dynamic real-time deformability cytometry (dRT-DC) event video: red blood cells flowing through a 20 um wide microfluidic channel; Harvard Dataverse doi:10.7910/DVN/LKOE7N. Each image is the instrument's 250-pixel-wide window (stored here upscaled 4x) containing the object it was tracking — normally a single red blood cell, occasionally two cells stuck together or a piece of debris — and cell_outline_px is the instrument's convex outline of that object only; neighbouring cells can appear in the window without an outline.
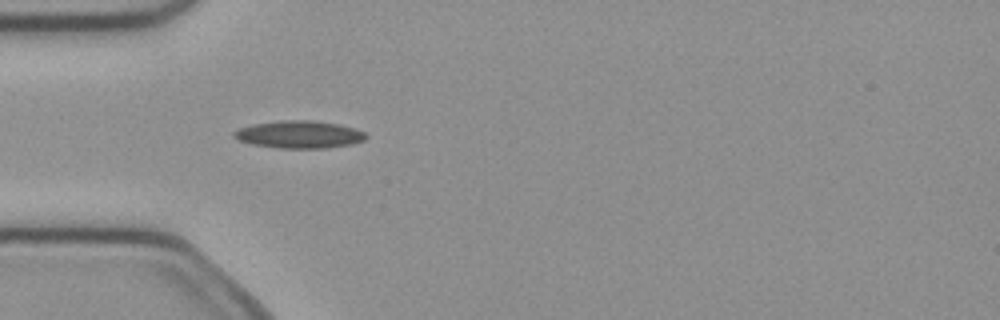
{"species": "common noctule bat (a hibernating species)", "species_latin": "Nyctalus noctula", "temperature_condition": "cold", "stored_images_in_passage": 8, "camera_frame_rate_fps": 3000, "um_per_image_px": 0.085, "animal": {"sex": "female", "body_mass_g": 21.9}, "frame": {"image": 1, "passage_image": 5, "time_ms": 1.333, "image_size_px": [1000, 320], "cell_outline_px": [[368, 136], [364, 140], [352, 144], [328, 148], [276, 148], [252, 144], [240, 140], [232, 136], [232, 132], [240, 128], [252, 124], [280, 120], [312, 120], [336, 124], [352, 128], [364, 132]], "centroid_in_image_um": [25.41, 11.43], "position_along_channel_um": 59.6, "area_um2": 21.1}}